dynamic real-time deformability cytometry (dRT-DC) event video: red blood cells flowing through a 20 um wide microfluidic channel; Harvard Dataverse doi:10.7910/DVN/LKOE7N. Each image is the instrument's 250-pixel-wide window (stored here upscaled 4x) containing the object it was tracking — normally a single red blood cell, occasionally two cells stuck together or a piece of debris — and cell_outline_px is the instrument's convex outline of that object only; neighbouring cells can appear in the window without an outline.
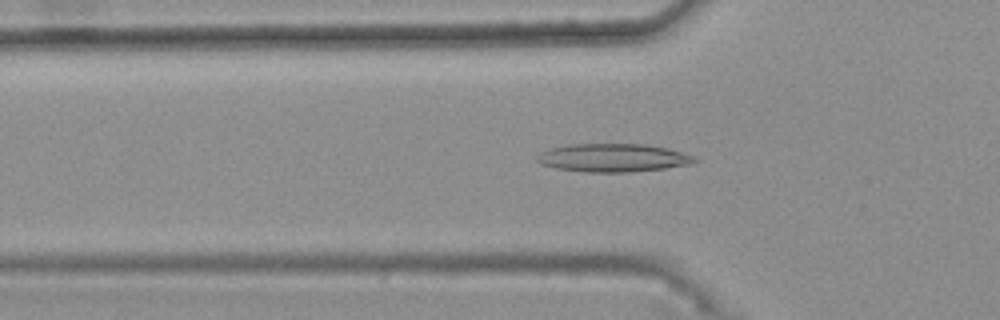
{"species": "common noctule bat (a hibernating species)", "species_latin": "Nyctalus noctula", "temperature_condition": "warm", "stored_images_in_passage": 31, "camera_frame_rate_fps": 3000, "um_per_image_px": 0.085, "animal": {"sex": "female", "body_mass_g": 25.1}, "frame": {"image": 1, "passage_image": 2, "time_ms": 0.333, "image_size_px": [1000, 320], "cell_outline_px": [[700, 160], [692, 164], [664, 168], [632, 172], [584, 172], [556, 168], [540, 164], [536, 160], [536, 156], [540, 152], [548, 148], [568, 144], [644, 144], [668, 148], [692, 156]], "centroid_in_image_um": [52.07, 13.41], "position_along_channel_um": 73.7, "area_um2": 26.07}}
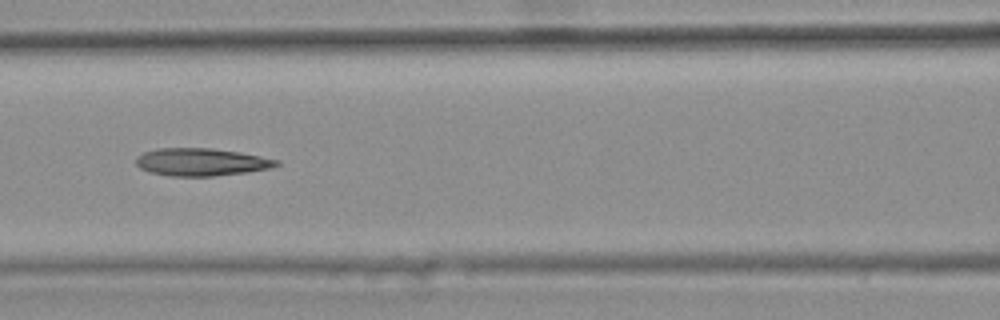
{"frame": {"image": 2, "passage_image": 8, "time_ms": 2.333, "image_size_px": [1000, 320], "cell_outline_px": [[280, 164], [272, 168], [244, 172], [212, 176], [168, 176], [148, 172], [140, 168], [136, 164], [136, 156], [144, 152], [156, 148], [212, 148], [240, 152], [280, 160]], "centroid_in_image_um": [17.09, 13.77], "position_along_channel_um": 149.5, "area_um2": 22.72}}
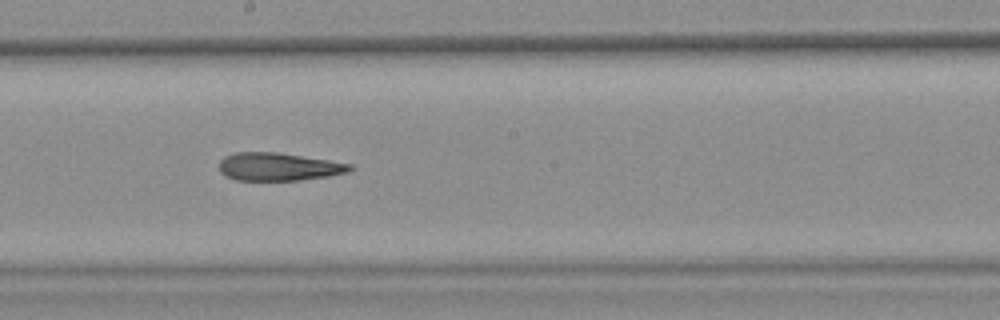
{"frame": {"image": 3, "passage_image": 14, "time_ms": 4.333, "image_size_px": [1000, 320], "cell_outline_px": [[356, 168], [348, 172], [328, 176], [296, 180], [236, 180], [224, 176], [220, 172], [220, 160], [224, 156], [236, 152], [276, 152], [328, 160], [352, 164]], "centroid_in_image_um": [23.67, 14.17], "position_along_channel_um": 224.5, "area_um2": 21.27}, "authors_computed_cell_mechanics": {"area_um2": 22.0796, "velocity_mm_per_s": 3.7677, "shape_relaxation_time_tau1_ms": null, "shape_relaxation_time_tau2_ms": 8.4371, "deformation_change_tau1": null, "deformation_change_tau2": 0.2341}}